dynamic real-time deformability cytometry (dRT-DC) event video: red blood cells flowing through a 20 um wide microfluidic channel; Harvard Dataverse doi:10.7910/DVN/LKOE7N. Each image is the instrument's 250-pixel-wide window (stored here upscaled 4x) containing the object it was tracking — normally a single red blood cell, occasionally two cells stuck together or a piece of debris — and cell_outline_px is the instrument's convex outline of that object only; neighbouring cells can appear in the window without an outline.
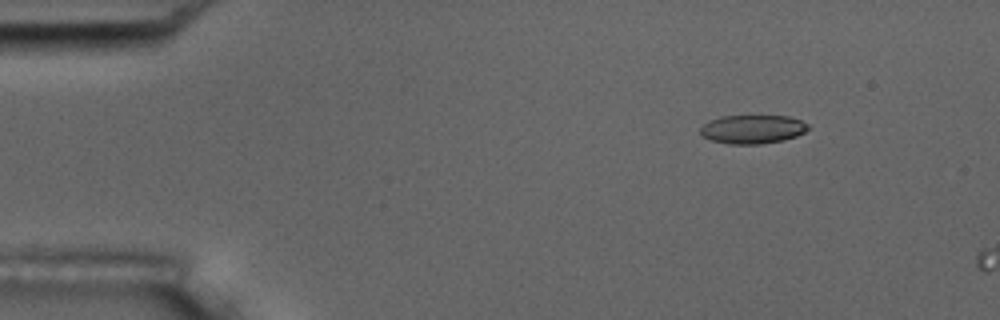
{"species": "common noctule bat (a hibernating species)", "species_latin": "Nyctalus noctula", "temperature_condition": "room temperature", "stored_images_in_passage": 3, "camera_frame_rate_fps": 3000, "um_per_image_px": 0.085, "animal": {"sex": "male", "body_mass_g": 17.5, "forearm_length_mm": 52.3}, "frame": {"image": 1, "passage_image": 2, "time_ms": 1.333, "image_size_px": [1000, 320], "cell_outline_px": [[808, 128], [804, 132], [796, 136], [784, 140], [760, 144], [728, 144], [712, 140], [700, 136], [700, 128], [708, 120], [720, 116], [788, 116], [800, 120], [808, 124]], "centroid_in_image_um": [63.93, 10.98], "position_along_channel_um": 21.1, "area_um2": 18.09}}